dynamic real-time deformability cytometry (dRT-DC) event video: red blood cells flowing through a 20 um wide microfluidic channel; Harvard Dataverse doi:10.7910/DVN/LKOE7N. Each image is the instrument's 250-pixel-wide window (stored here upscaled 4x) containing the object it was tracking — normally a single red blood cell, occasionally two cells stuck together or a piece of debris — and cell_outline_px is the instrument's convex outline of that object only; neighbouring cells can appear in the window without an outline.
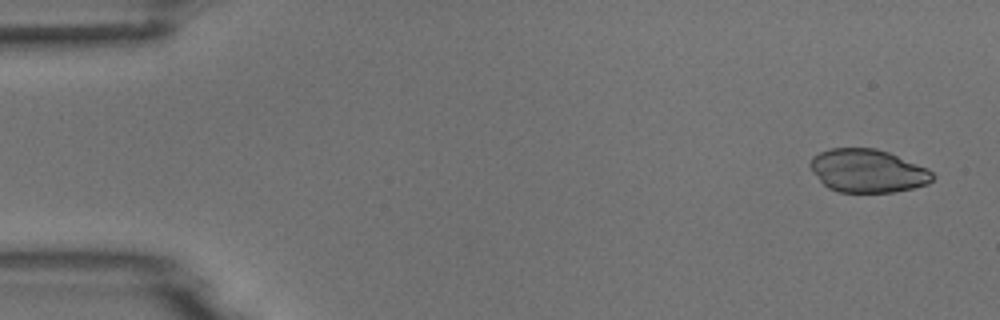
{"species": "common noctule bat (a hibernating species)", "species_latin": "Nyctalus noctula", "temperature_condition": "room temperature", "stored_images_in_passage": 6, "camera_frame_rate_fps": 3000, "um_per_image_px": 0.085, "animal": {"sex": "male", "body_mass_g": 18.8}, "frame": {"image": 1, "passage_image": 1, "time_ms": 0.0, "image_size_px": [1000, 320], "cell_outline_px": [[936, 176], [928, 184], [912, 188], [892, 192], [840, 192], [828, 188], [812, 172], [808, 164], [812, 156], [820, 152], [832, 148], [876, 148], [888, 152], [928, 168]], "centroid_in_image_um": [73.74, 14.52], "position_along_channel_um": 11.3, "area_um2": 30.87}}